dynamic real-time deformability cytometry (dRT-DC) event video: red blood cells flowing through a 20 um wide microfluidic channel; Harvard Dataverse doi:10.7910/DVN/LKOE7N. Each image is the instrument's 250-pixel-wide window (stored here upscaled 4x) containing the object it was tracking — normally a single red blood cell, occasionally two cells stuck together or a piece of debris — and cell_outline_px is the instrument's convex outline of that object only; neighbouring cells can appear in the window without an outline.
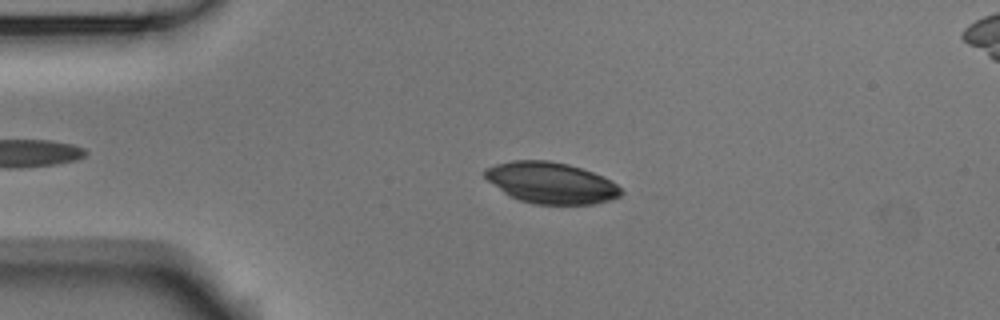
{"species": "Egyptian fruit bat (a non-hibernating species)", "species_latin": "Rousettus aegyptiacus", "temperature_condition": "room temperature", "stored_images_in_passage": 48, "camera_frame_rate_fps": 3000, "um_per_image_px": 0.085, "animal": {"sex": "male"}, "frame": {"image": 1, "passage_image": 11, "time_ms": 3.333, "image_size_px": [1000, 320], "cell_outline_px": [[624, 192], [620, 196], [612, 200], [596, 204], [532, 204], [508, 196], [488, 180], [484, 176], [484, 168], [496, 164], [512, 160], [548, 160], [568, 164], [604, 176], [616, 184]], "centroid_in_image_um": [46.84, 15.55], "position_along_channel_um": 38.2, "area_um2": 32.89}}
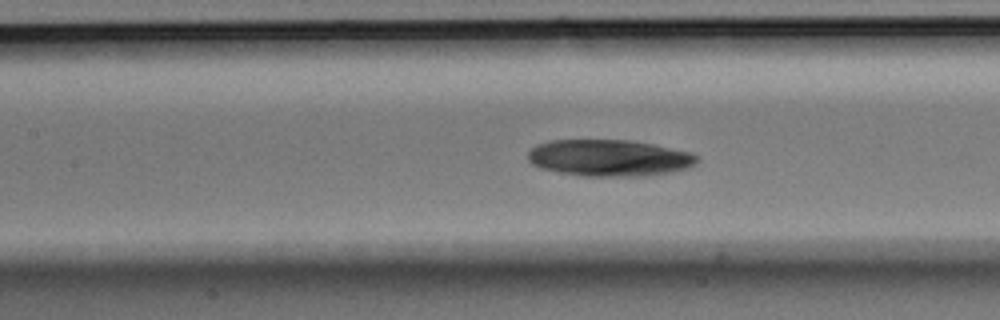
{"frame": {"image": 2, "passage_image": 23, "time_ms": 7.333, "image_size_px": [1000, 320], "cell_outline_px": [[700, 160], [696, 164], [688, 168], [672, 172], [644, 176], [584, 176], [556, 172], [540, 168], [532, 164], [528, 160], [528, 152], [536, 144], [548, 140], [628, 140], [652, 144], [692, 152]], "centroid_in_image_um": [51.78, 13.42], "position_along_channel_um": 155.6, "area_um2": 36.36}}
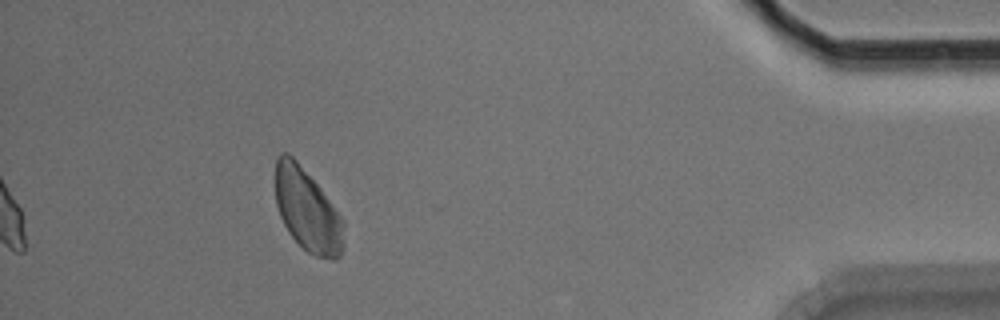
{"frame": {"image": 3, "passage_image": 48, "time_ms": 15.667, "image_size_px": [1000, 320], "cell_outline_px": [[344, 248], [340, 256], [336, 260], [332, 260], [316, 256], [308, 252], [288, 232], [280, 216], [276, 204], [276, 156], [280, 152], [288, 152], [296, 160], [320, 188], [344, 220]], "centroid_in_image_um": [26.14, 17.88], "position_along_channel_um": 409.1, "area_um2": 32.95}}